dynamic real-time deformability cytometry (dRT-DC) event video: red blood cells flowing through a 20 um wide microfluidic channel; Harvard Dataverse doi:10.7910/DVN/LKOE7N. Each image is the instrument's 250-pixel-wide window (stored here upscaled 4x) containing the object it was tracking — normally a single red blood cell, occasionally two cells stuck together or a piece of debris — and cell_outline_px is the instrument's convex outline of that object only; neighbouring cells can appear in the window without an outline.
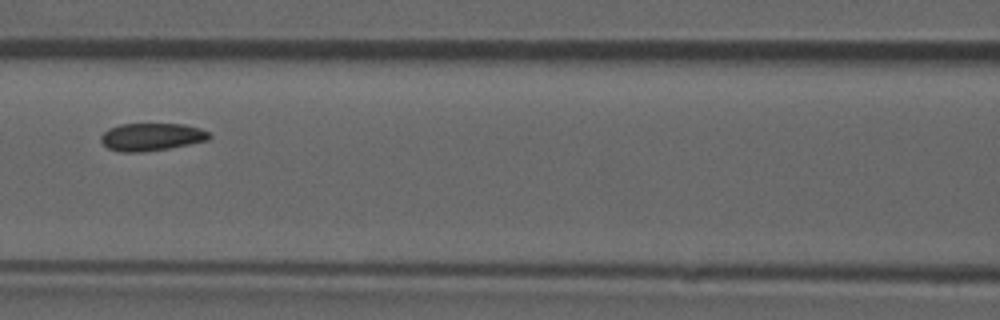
{"species": "common noctule bat (a hibernating species)", "species_latin": "Nyctalus noctula", "temperature_condition": "room temperature", "stored_images_in_passage": 9, "camera_frame_rate_fps": 3000, "um_per_image_px": 0.085, "animal": {"sex": "male", "forearm_length_mm": 52.5}, "frame": {"image": 1, "passage_image": 6, "time_ms": 1.667, "image_size_px": [1000, 320], "cell_outline_px": [[212, 136], [208, 140], [168, 148], [140, 152], [120, 152], [108, 148], [100, 140], [100, 136], [108, 128], [120, 124], [184, 124], [200, 128], [208, 132]], "centroid_in_image_um": [12.86, 11.63], "position_along_channel_um": 153.7, "area_um2": 17.4}}